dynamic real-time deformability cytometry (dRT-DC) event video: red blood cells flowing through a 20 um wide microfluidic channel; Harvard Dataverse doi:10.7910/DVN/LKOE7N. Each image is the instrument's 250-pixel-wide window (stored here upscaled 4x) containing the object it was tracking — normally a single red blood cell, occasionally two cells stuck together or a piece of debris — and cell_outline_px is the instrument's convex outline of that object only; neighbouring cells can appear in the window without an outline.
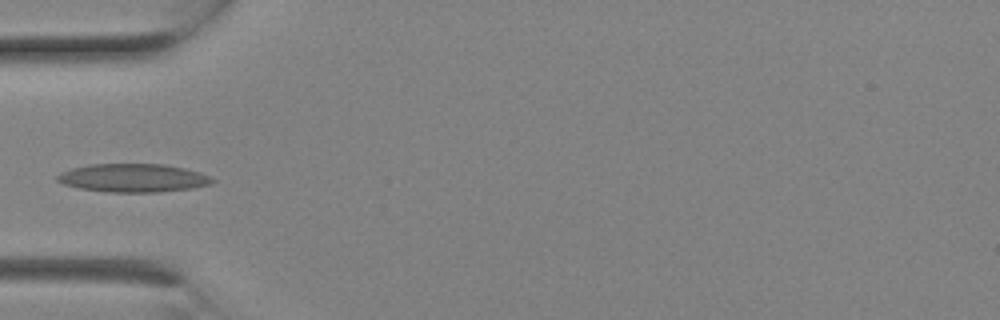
{"species": "Egyptian fruit bat (a non-hibernating species)", "species_latin": "Rousettus aegyptiacus", "temperature_condition": "room temperature", "stored_images_in_passage": 4, "camera_frame_rate_fps": 3000, "um_per_image_px": 0.085, "animal": {"sex": "female"}, "frame": {"image": 1, "passage_image": 4, "time_ms": 1.0, "image_size_px": [1000, 320], "cell_outline_px": [[216, 180], [212, 184], [192, 188], [160, 192], [112, 192], [80, 188], [64, 184], [56, 180], [56, 176], [60, 172], [72, 168], [88, 164], [164, 164], [184, 168], [200, 172]], "centroid_in_image_um": [11.32, 15.12], "position_along_channel_um": 73.7, "area_um2": 25.61}}